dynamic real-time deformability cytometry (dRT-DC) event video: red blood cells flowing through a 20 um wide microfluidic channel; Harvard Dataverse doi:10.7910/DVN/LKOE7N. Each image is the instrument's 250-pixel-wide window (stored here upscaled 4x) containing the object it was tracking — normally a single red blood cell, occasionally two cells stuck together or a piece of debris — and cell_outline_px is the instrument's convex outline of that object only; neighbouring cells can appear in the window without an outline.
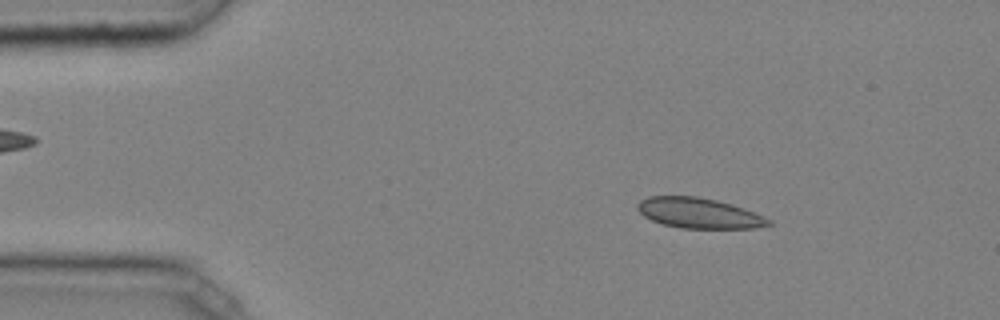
{"species": "common noctule bat (a hibernating species)", "species_latin": "Nyctalus noctula", "temperature_condition": "cold", "stored_images_in_passage": 40, "camera_frame_rate_fps": 3000, "um_per_image_px": 0.085, "animal": {"sex": "male", "body_mass_g": 20.4}, "frame": {"image": 1, "passage_image": 1, "time_ms": 0.0, "image_size_px": [1000, 320], "cell_outline_px": [[772, 224], [756, 228], [680, 228], [664, 224], [652, 220], [644, 216], [636, 208], [636, 204], [640, 200], [648, 196], [696, 196], [716, 200], [732, 204], [744, 208], [772, 220]], "centroid_in_image_um": [59.4, 18.11], "position_along_channel_um": 25.6, "area_um2": 23.18}}
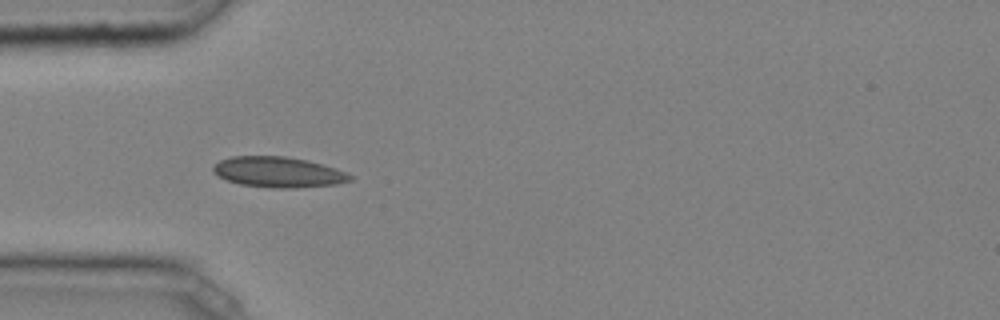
{"frame": {"image": 2, "passage_image": 8, "time_ms": 2.333, "image_size_px": [1000, 320], "cell_outline_px": [[356, 176], [352, 180], [336, 184], [296, 188], [272, 188], [240, 184], [228, 180], [212, 172], [212, 168], [220, 160], [232, 156], [284, 156], [308, 160], [336, 168], [348, 172]], "centroid_in_image_um": [23.71, 14.63], "position_along_channel_um": 61.3, "area_um2": 24.51}}
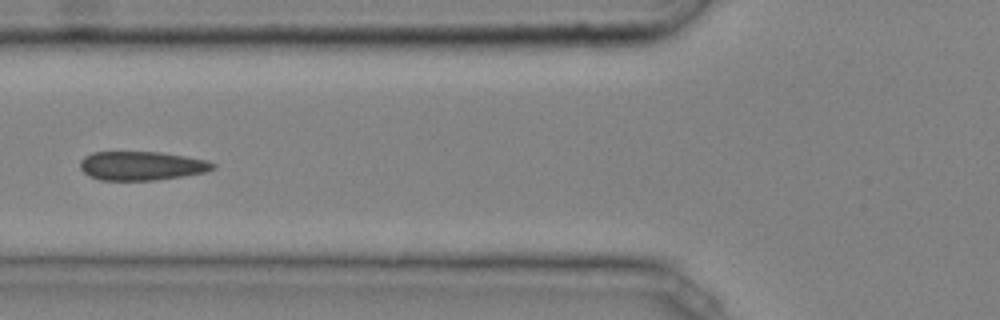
{"frame": {"image": 3, "passage_image": 12, "time_ms": 3.667, "image_size_px": [1000, 320], "cell_outline_px": [[216, 168], [204, 172], [184, 176], [156, 180], [100, 180], [88, 176], [80, 168], [80, 160], [84, 156], [92, 152], [160, 152], [208, 160], [216, 164]], "centroid_in_image_um": [12.03, 14.09], "position_along_channel_um": 113.8, "area_um2": 22.48}, "authors_computed_cell_mechanics": {"area_um2": 22.5709, "velocity_mm_per_s": 4.0567, "shape_relaxation_time_tau1_ms": 9.7477, "shape_relaxation_time_tau2_ms": 1.4333, "deformation_change_tau1": 0.1511, "deformation_change_tau2": 0.0666}}